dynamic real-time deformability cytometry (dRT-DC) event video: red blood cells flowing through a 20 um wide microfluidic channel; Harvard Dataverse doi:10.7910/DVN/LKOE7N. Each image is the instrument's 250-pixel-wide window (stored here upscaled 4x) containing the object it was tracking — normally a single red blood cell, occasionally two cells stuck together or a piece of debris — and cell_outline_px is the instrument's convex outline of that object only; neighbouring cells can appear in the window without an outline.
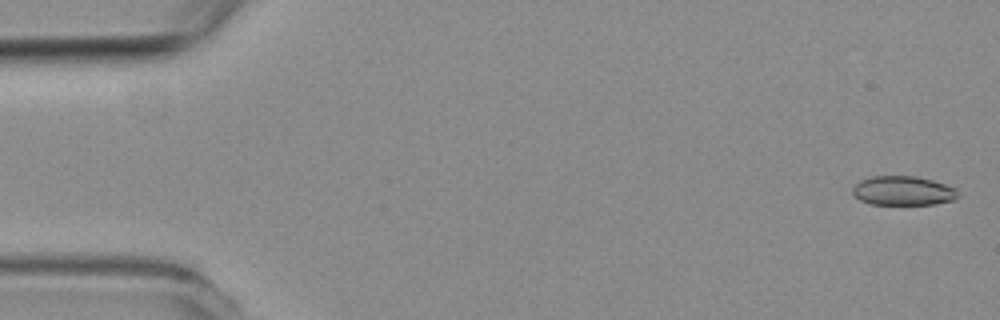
{"species": "common noctule bat (a hibernating species)", "species_latin": "Nyctalus noctula", "temperature_condition": "room temperature", "stored_images_in_passage": 4, "camera_frame_rate_fps": 3000, "um_per_image_px": 0.085, "animal": {"sex": "female", "body_mass_g": 19.3, "forearm_length_mm": 54.1}, "frame": {"image": 1, "passage_image": 1, "time_ms": 0.0, "image_size_px": [1000, 320], "cell_outline_px": [[960, 196], [956, 200], [936, 204], [872, 204], [860, 200], [852, 192], [852, 188], [860, 180], [872, 176], [916, 176], [932, 180], [956, 188]], "centroid_in_image_um": [76.8, 16.21], "position_along_channel_um": 8.2, "area_um2": 18.03}}
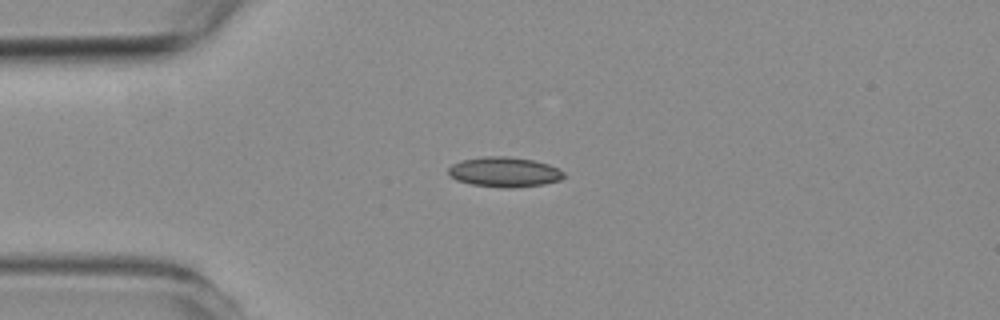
{"frame": {"image": 2, "passage_image": 4, "time_ms": 4.0, "image_size_px": [1000, 320], "cell_outline_px": [[564, 176], [560, 180], [544, 184], [512, 188], [500, 188], [472, 184], [456, 180], [448, 176], [448, 168], [452, 164], [464, 160], [484, 156], [508, 156], [532, 160], [548, 164], [564, 172]], "centroid_in_image_um": [42.84, 14.63], "position_along_channel_um": 42.2, "area_um2": 20.17}}